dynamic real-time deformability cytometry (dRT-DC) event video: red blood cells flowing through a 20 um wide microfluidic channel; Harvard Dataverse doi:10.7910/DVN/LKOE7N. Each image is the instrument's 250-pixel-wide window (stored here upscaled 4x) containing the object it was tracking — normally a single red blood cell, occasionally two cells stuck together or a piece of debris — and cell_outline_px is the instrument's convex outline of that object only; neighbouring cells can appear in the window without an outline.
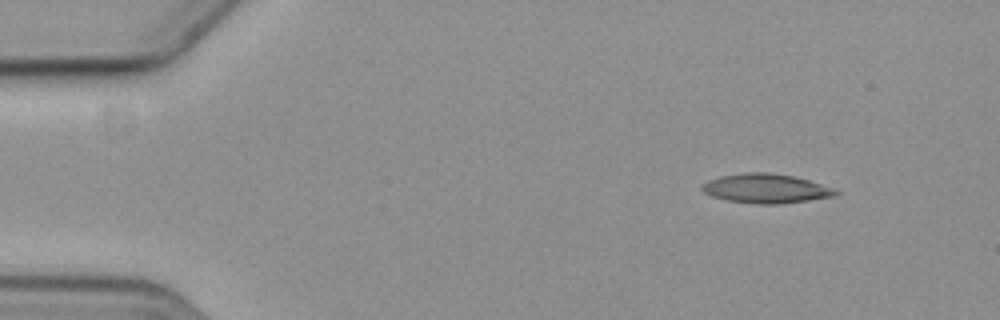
{"species": "common noctule bat (a hibernating species)", "species_latin": "Nyctalus noctula", "temperature_condition": "cold", "stored_images_in_passage": 4, "camera_frame_rate_fps": 3000, "um_per_image_px": 0.085, "animal": {"sex": "female", "body_mass_g": 19.3, "forearm_length_mm": 54.1}, "frame": {"image": 1, "passage_image": 1, "time_ms": 0.0, "image_size_px": [1000, 320], "cell_outline_px": [[840, 192], [836, 196], [808, 200], [776, 204], [756, 204], [728, 200], [712, 196], [704, 192], [700, 188], [708, 180], [720, 176], [744, 172], [768, 172], [796, 176], [832, 188]], "centroid_in_image_um": [65.1, 16.01], "position_along_channel_um": 19.9, "area_um2": 22.72}}
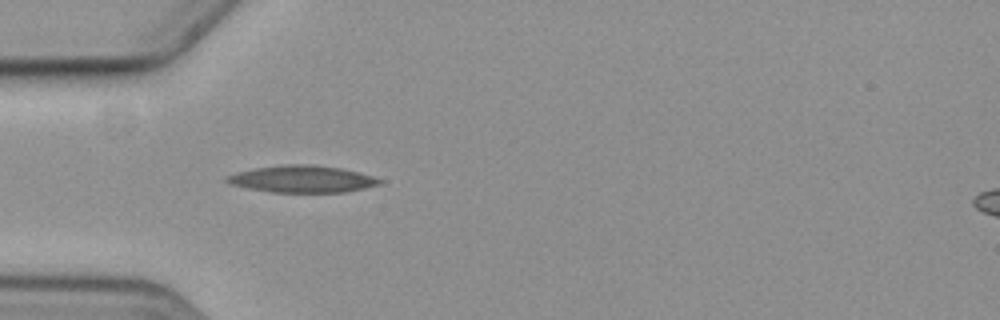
{"frame": {"image": 2, "passage_image": 4, "time_ms": 3.667, "image_size_px": [1000, 320], "cell_outline_px": [[384, 180], [380, 184], [364, 188], [344, 192], [272, 192], [248, 188], [228, 184], [224, 180], [224, 176], [236, 172], [256, 168], [284, 164], [312, 164], [340, 168], [360, 172]], "centroid_in_image_um": [25.65, 15.21], "position_along_channel_um": 59.3, "area_um2": 24.1}}